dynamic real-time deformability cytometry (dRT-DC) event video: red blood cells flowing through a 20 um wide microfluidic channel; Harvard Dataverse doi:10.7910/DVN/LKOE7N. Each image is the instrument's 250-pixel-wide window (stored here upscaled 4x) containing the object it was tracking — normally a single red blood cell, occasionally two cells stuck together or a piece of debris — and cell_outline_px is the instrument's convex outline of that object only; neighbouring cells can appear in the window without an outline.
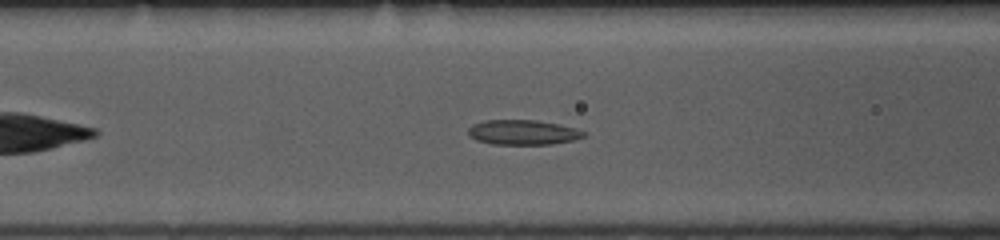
{"species": "common noctule bat (a hibernating species)", "species_latin": "Nyctalus noctula", "temperature_condition": "room temperature", "stored_images_in_passage": 42, "camera_frame_rate_fps": 3000, "um_per_image_px": 0.085, "animal": {"sex": "female", "body_mass_g": 10.0, "forearm_length_mm": 53.1}, "frame": {"image": 1, "passage_image": 11, "time_ms": 3.333, "image_size_px": [1000, 240], "cell_outline_px": [[584, 136], [572, 140], [552, 144], [492, 144], [476, 140], [468, 136], [468, 128], [472, 124], [484, 120], [536, 120], [576, 128], [584, 132]], "centroid_in_image_um": [44.38, 11.25], "position_along_channel_um": 122.2, "area_um2": 16.65}}
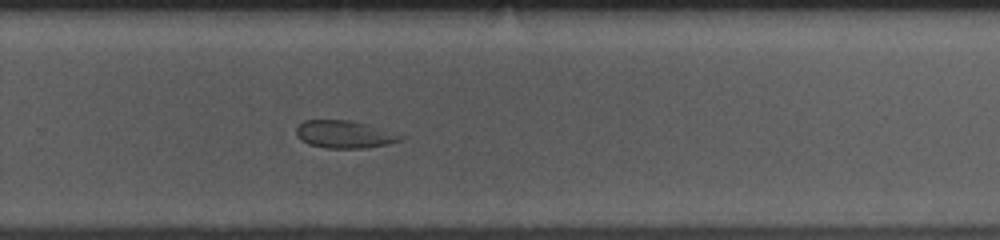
{"frame": {"image": 2, "passage_image": 25, "time_ms": 8.0, "image_size_px": [1000, 240], "cell_outline_px": [[404, 140], [388, 144], [368, 148], [328, 148], [308, 144], [300, 140], [296, 136], [296, 128], [304, 120], [348, 120], [364, 124], [404, 136]], "centroid_in_image_um": [29.24, 11.43], "position_along_channel_um": 300.6, "area_um2": 16.59}}
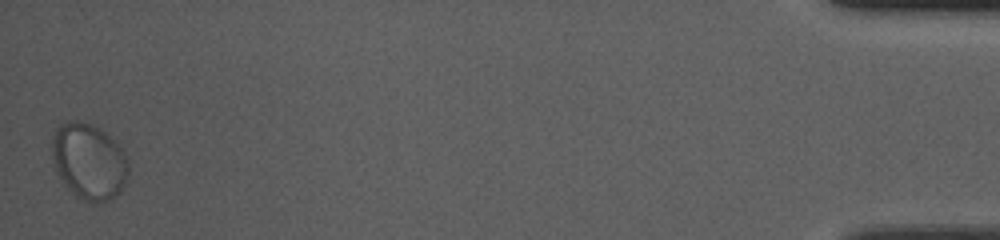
{"frame": {"image": 3, "passage_image": 42, "time_ms": 13.667, "image_size_px": [1000, 240], "cell_outline_px": [[128, 176], [120, 192], [112, 200], [84, 200], [76, 196], [64, 184], [56, 172], [52, 156], [52, 144], [56, 128], [64, 120], [76, 120], [100, 128], [124, 152], [128, 160]], "centroid_in_image_um": [7.54, 13.7], "position_along_channel_um": 427.7, "area_um2": 33.58}}